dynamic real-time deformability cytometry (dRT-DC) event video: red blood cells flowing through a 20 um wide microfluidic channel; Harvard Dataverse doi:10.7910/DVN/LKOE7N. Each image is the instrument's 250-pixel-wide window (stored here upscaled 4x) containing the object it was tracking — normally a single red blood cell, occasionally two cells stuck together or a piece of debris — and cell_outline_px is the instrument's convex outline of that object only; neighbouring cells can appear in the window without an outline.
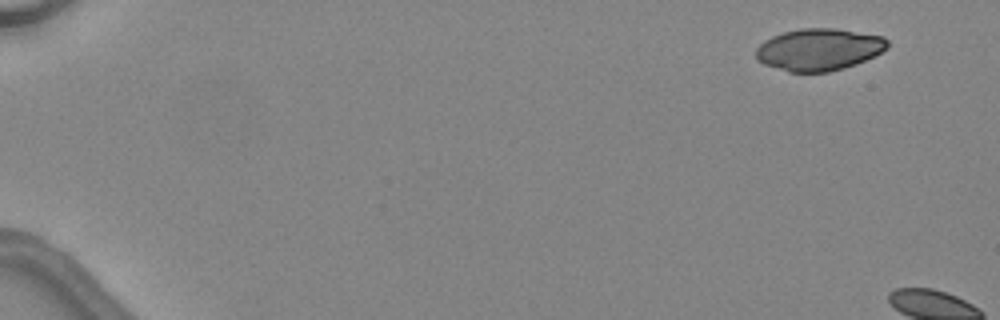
{"species": "common noctule bat (a hibernating species)", "species_latin": "Nyctalus noctula", "temperature_condition": "warm", "stored_images_in_passage": 3, "camera_frame_rate_fps": 3000, "um_per_image_px": 0.085, "animal": {"sex": "female", "body_mass_g": 24.6, "forearm_length_mm": 56.2}, "frame": {"image": 1, "passage_image": 1, "time_ms": 0.0, "image_size_px": [1000, 320], "cell_outline_px": [[888, 48], [856, 64], [844, 68], [828, 72], [788, 72], [764, 64], [756, 60], [756, 48], [764, 40], [772, 36], [784, 32], [800, 28], [836, 28], [884, 36], [888, 40]], "centroid_in_image_um": [69.59, 4.2], "position_along_channel_um": 15.4, "area_um2": 32.31}}